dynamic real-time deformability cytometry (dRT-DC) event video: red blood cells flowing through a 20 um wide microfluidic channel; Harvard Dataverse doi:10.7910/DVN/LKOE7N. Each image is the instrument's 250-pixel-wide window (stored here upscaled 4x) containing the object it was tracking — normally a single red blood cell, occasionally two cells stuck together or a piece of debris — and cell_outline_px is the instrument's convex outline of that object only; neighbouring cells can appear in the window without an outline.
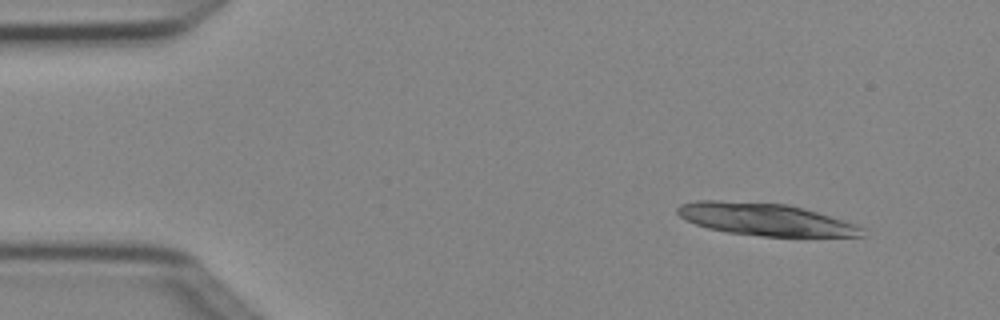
{"species": "Egyptian fruit bat (a non-hibernating species)", "species_latin": "Rousettus aegyptiacus", "temperature_condition": "cold", "stored_images_in_passage": 6, "camera_frame_rate_fps": 3000, "um_per_image_px": 0.085, "animal": {"sex": "female"}, "frame": {"image": 1, "passage_image": 1, "time_ms": 0.0, "image_size_px": [1000, 320], "cell_outline_px": [[864, 236], [760, 236], [728, 232], [708, 228], [684, 220], [676, 212], [676, 208], [680, 204], [696, 200], [720, 200], [788, 204], [804, 208], [856, 224], [864, 228]], "centroid_in_image_um": [65.01, 18.63], "position_along_channel_um": 20.0, "area_um2": 34.74}}
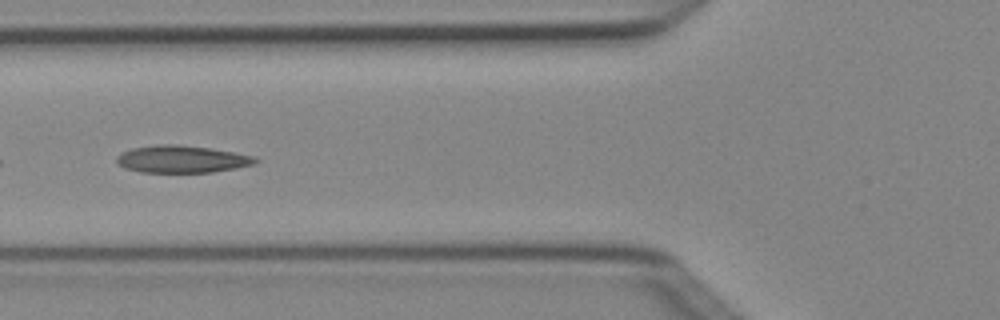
{"frame": {"image": 2, "passage_image": 5, "time_ms": 1.333, "image_size_px": [1000, 320], "cell_outline_px": [[260, 160], [256, 164], [236, 168], [212, 172], [140, 172], [124, 168], [116, 164], [116, 156], [120, 152], [132, 148], [156, 144], [176, 144], [208, 148], [256, 156]], "centroid_in_image_um": [15.43, 13.53], "position_along_channel_um": 110.4, "area_um2": 22.25}}
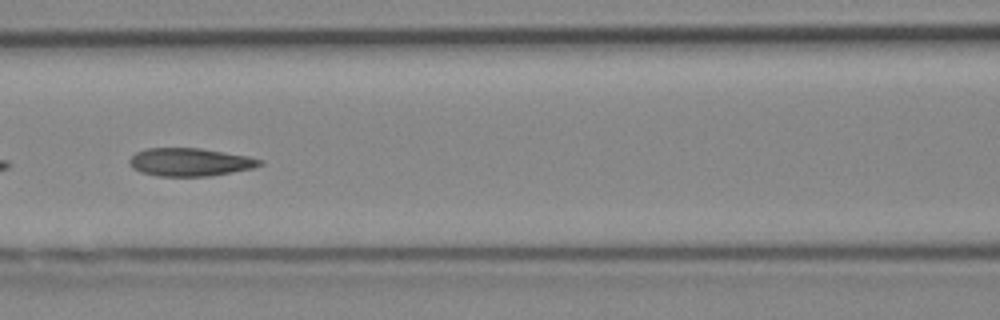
{"frame": {"image": 3, "passage_image": 6, "time_ms": 1.667, "image_size_px": [1000, 320], "cell_outline_px": [[264, 164], [252, 168], [212, 176], [156, 176], [140, 172], [132, 168], [128, 164], [128, 160], [136, 152], [148, 148], [200, 148], [248, 156], [264, 160]], "centroid_in_image_um": [16.14, 13.78], "position_along_channel_um": 150.5, "area_um2": 21.44}}